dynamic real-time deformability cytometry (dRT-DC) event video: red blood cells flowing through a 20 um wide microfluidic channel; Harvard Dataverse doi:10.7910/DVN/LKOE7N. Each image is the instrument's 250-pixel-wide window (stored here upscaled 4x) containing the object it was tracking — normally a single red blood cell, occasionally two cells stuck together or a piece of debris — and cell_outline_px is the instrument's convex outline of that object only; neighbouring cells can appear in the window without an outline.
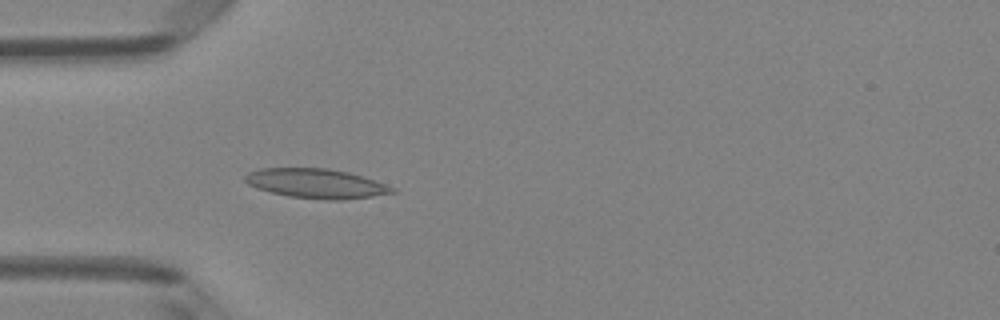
{"species": "Egyptian fruit bat (a non-hibernating species)", "species_latin": "Rousettus aegyptiacus", "temperature_condition": "room temperature", "stored_images_in_passage": 5, "camera_frame_rate_fps": 3000, "um_per_image_px": 0.085, "animal": {"sex": "female"}, "frame": {"image": 1, "passage_image": 5, "time_ms": 1.333, "image_size_px": [1000, 320], "cell_outline_px": [[396, 192], [372, 196], [340, 200], [328, 200], [288, 196], [256, 188], [248, 184], [244, 180], [244, 176], [248, 172], [260, 168], [328, 168], [348, 172], [396, 188]], "centroid_in_image_um": [26.83, 15.59], "position_along_channel_um": 58.2, "area_um2": 25.09}}